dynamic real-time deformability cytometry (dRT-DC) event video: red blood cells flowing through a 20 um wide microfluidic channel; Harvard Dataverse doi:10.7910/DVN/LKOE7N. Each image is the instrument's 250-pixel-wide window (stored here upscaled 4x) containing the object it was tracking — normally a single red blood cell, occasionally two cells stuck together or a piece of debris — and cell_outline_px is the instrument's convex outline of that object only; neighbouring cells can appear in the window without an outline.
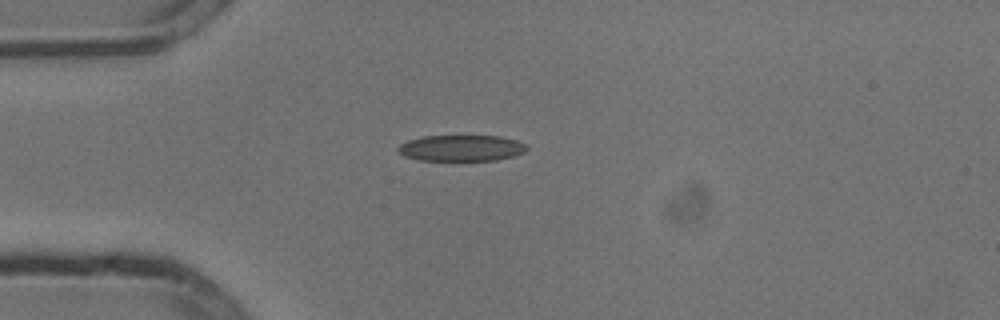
{"species": "common noctule bat (a hibernating species)", "species_latin": "Nyctalus noctula", "temperature_condition": "cold", "stored_images_in_passage": 1, "camera_frame_rate_fps": 3000, "um_per_image_px": 0.085, "animal": {"sex": "male", "body_mass_g": 13.3}, "frame": {"image": 1, "passage_image": 1, "time_ms": 0.0, "image_size_px": [1000, 320], "cell_outline_px": [[528, 148], [524, 152], [512, 156], [496, 160], [420, 160], [404, 156], [396, 148], [400, 144], [408, 140], [424, 136], [500, 136], [516, 140], [528, 144]], "centroid_in_image_um": [39.23, 12.58], "position_along_channel_um": 45.8, "area_um2": 19.54}}